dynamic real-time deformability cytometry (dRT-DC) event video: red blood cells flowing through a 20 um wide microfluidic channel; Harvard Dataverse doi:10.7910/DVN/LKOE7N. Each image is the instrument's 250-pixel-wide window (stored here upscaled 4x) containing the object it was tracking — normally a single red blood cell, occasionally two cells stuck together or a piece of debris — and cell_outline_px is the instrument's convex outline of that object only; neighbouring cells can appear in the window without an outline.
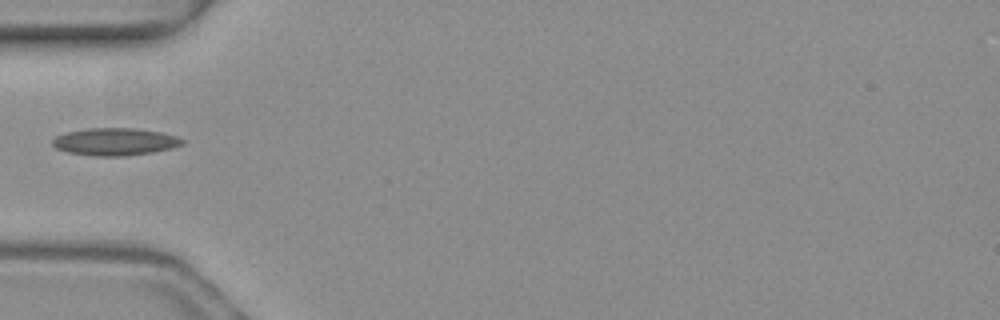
{"species": "common noctule bat (a hibernating species)", "species_latin": "Nyctalus noctula", "temperature_condition": "warm", "stored_images_in_passage": 1, "camera_frame_rate_fps": 3000, "um_per_image_px": 0.085, "animal": {"sex": "female", "body_mass_g": 19.3, "forearm_length_mm": 54.1}, "frame": {"image": 1, "passage_image": 1, "time_ms": 0.0, "image_size_px": [1000, 320], "cell_outline_px": [[184, 144], [172, 148], [152, 152], [124, 156], [92, 156], [68, 152], [56, 148], [52, 144], [52, 140], [56, 136], [64, 132], [88, 128], [136, 128], [160, 132], [176, 136], [184, 140]], "centroid_in_image_um": [9.76, 12.04], "position_along_channel_um": 75.2, "area_um2": 20.81}}